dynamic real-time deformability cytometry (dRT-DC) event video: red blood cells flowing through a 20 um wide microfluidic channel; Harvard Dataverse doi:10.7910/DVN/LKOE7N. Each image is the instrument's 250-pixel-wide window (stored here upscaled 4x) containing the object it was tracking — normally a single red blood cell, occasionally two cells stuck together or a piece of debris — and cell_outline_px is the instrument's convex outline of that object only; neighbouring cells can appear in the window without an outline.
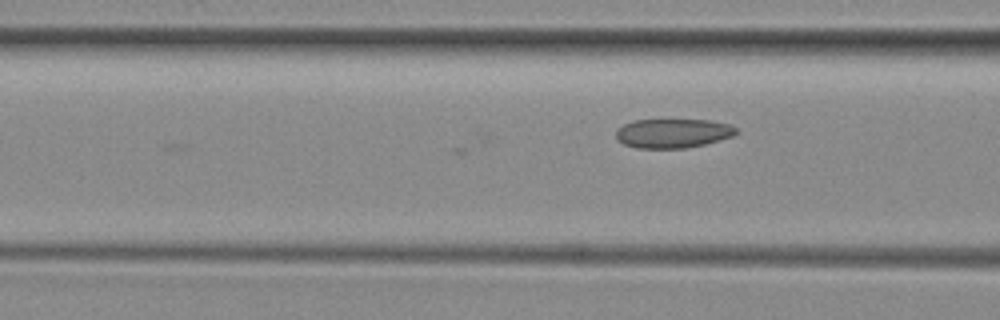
{"species": "common noctule bat (a hibernating species)", "species_latin": "Nyctalus noctula", "temperature_condition": "room temperature", "stored_images_in_passage": 5, "camera_frame_rate_fps": 3000, "um_per_image_px": 0.085, "animal": {"sex": "female", "body_mass_g": 29.2, "forearm_length_mm": 56.3}, "frame": {"image": 1, "passage_image": 5, "time_ms": 1.333, "image_size_px": [1000, 320], "cell_outline_px": [[736, 132], [732, 136], [704, 144], [684, 148], [636, 148], [624, 144], [616, 136], [616, 132], [624, 124], [632, 120], [708, 120], [728, 124], [736, 128]], "centroid_in_image_um": [57.17, 11.32], "position_along_channel_um": 109.4, "area_um2": 20.11}}